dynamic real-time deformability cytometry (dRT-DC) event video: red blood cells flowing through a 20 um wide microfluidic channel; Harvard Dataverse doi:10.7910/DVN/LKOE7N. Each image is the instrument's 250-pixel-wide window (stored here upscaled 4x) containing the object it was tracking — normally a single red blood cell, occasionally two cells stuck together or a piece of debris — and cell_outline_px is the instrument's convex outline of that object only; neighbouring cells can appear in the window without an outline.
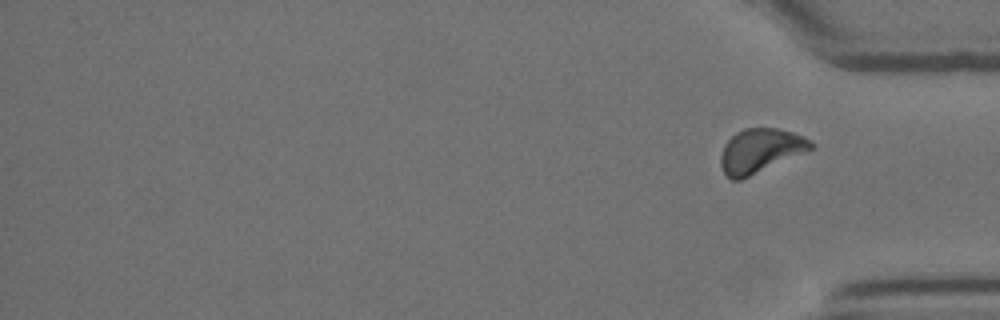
{"species": "Egyptian fruit bat (a non-hibernating species)", "species_latin": "Rousettus aegyptiacus", "temperature_condition": "room temperature", "stored_images_in_passage": 16, "segment_of_instrument_passage": [2, 2], "camera_frame_rate_fps": 3000, "um_per_image_px": 0.085, "animal": {"sex": "female"}, "frame": {"image": 1, "passage_image": 16, "time_ms": 19.333, "image_size_px": [1000, 320], "cell_outline_px": [[816, 144], [812, 148], [740, 180], [732, 180], [724, 172], [720, 164], [720, 156], [724, 144], [736, 132], [744, 128], [780, 128], [804, 136]], "centroid_in_image_um": [64.6, 12.78], "position_along_channel_um": 370.6, "area_um2": 22.83}}